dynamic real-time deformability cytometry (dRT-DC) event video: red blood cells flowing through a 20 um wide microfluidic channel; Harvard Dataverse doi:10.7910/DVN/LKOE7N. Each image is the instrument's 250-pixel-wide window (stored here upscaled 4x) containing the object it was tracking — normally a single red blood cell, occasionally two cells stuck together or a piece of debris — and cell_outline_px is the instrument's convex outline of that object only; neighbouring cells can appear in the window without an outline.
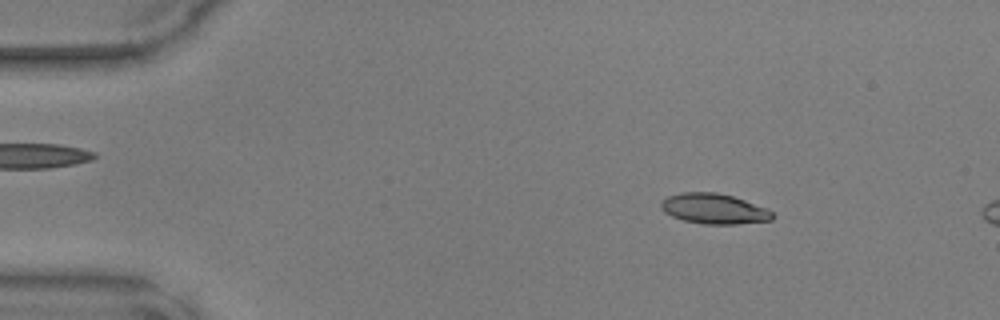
{"species": "common noctule bat (a hibernating species)", "species_latin": "Nyctalus noctula", "temperature_condition": "warm", "stored_images_in_passage": 11, "camera_frame_rate_fps": 3000, "um_per_image_px": 0.085, "animal": {"sex": "male", "body_mass_g": 17.9, "forearm_length_mm": 54.2}, "frame": {"image": 1, "passage_image": 7, "time_ms": 2.0, "image_size_px": [1000, 320], "cell_outline_px": [[776, 216], [772, 220], [736, 224], [704, 224], [684, 220], [672, 216], [664, 212], [660, 208], [660, 200], [668, 196], [680, 192], [716, 192], [732, 196], [768, 208]], "centroid_in_image_um": [60.68, 17.74], "position_along_channel_um": 24.3, "area_um2": 19.83}}